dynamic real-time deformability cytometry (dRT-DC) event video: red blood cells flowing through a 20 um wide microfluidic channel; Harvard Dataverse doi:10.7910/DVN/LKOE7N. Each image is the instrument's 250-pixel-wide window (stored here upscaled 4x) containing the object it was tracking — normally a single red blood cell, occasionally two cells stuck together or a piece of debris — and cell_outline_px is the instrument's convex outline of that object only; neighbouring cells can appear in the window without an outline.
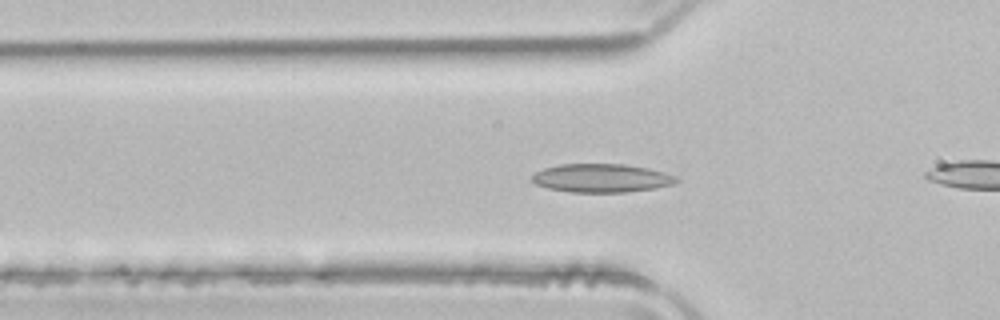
{"species": "common noctule bat (a hibernating species)", "species_latin": "Nyctalus noctula", "temperature_condition": "room temperature", "stored_images_in_passage": 49, "camera_frame_rate_fps": 3000, "um_per_image_px": 0.085, "animal": {"sex": "male", "body_mass_g": 21.5, "forearm_length_mm": 52.0}, "frame": {"image": 1, "passage_image": 14, "time_ms": 4.333, "image_size_px": [1000, 320], "cell_outline_px": [[680, 180], [672, 184], [656, 188], [624, 192], [572, 192], [548, 188], [536, 184], [532, 180], [532, 176], [536, 172], [544, 168], [560, 164], [624, 164], [648, 168], [664, 172], [676, 176]], "centroid_in_image_um": [51.14, 15.13], "position_along_channel_um": 74.7, "area_um2": 23.87}}
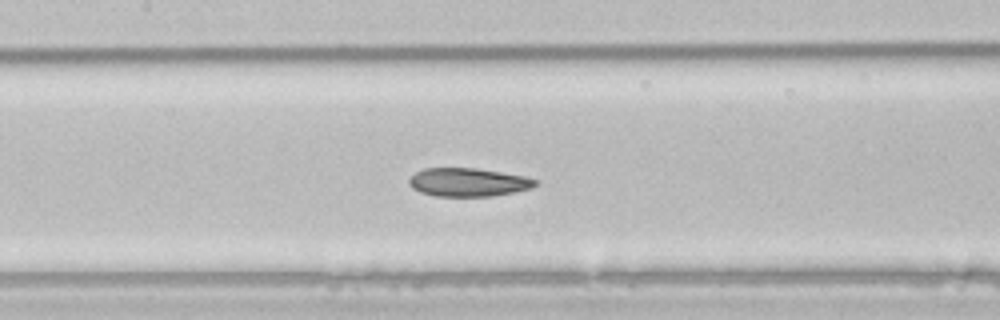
{"frame": {"image": 2, "passage_image": 21, "time_ms": 6.667, "image_size_px": [1000, 320], "cell_outline_px": [[536, 184], [532, 188], [492, 196], [436, 196], [420, 192], [412, 188], [408, 184], [408, 180], [416, 172], [424, 168], [476, 168], [524, 176], [536, 180]], "centroid_in_image_um": [39.75, 15.49], "position_along_channel_um": 167.6, "area_um2": 20.75}}
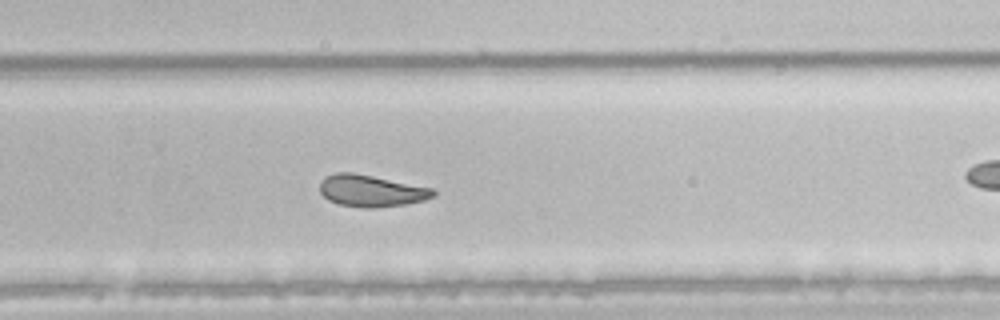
{"frame": {"image": 3, "passage_image": 31, "time_ms": 10.0, "image_size_px": [1000, 320], "cell_outline_px": [[436, 196], [424, 200], [404, 204], [372, 208], [360, 208], [340, 204], [328, 200], [320, 192], [320, 180], [324, 176], [336, 172], [352, 172], [432, 188], [436, 192]], "centroid_in_image_um": [31.52, 16.22], "position_along_channel_um": 298.3, "area_um2": 20.98}, "authors_computed_cell_mechanics": {"area_um2": 23.1778, "velocity_mm_per_s": 3.9435, "shape_relaxation_time_tau1_ms": 10.2326, "shape_relaxation_time_tau2_ms": 4.2867, "deformation_change_tau1": 0.1855, "deformation_change_tau2": 0.102}}